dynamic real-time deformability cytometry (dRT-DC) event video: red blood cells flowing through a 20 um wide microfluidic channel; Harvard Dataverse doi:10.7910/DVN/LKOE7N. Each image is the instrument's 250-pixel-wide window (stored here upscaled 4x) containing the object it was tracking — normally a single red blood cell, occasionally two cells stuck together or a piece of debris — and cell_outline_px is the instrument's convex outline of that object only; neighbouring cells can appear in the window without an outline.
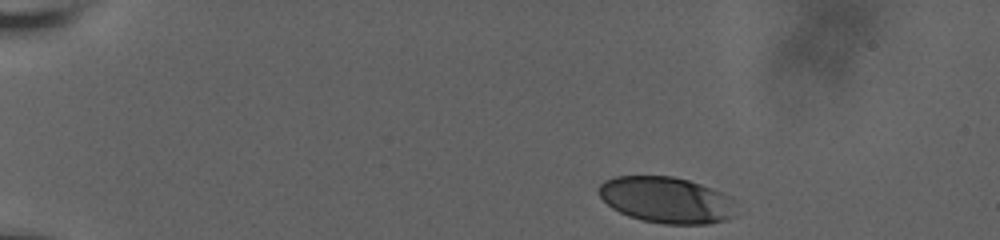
{"species": "human", "species_latin": "Homo sapiens", "temperature_condition": "room temperature", "stored_images_in_passage": 32, "camera_frame_rate_fps": 3000, "um_per_image_px": 0.085, "donor": {"sex": "male"}, "frame": {"image": 1, "passage_image": 1, "time_ms": 0.0, "image_size_px": [1000, 240], "cell_outline_px": [[736, 216], [728, 220], [708, 224], [664, 224], [644, 220], [628, 216], [612, 208], [600, 196], [596, 188], [604, 180], [616, 176], [672, 176], [688, 180], [700, 184], [720, 192], [728, 196], [732, 200]], "centroid_in_image_um": [56.63, 17.0], "position_along_channel_um": 28.4, "area_um2": 36.99}}
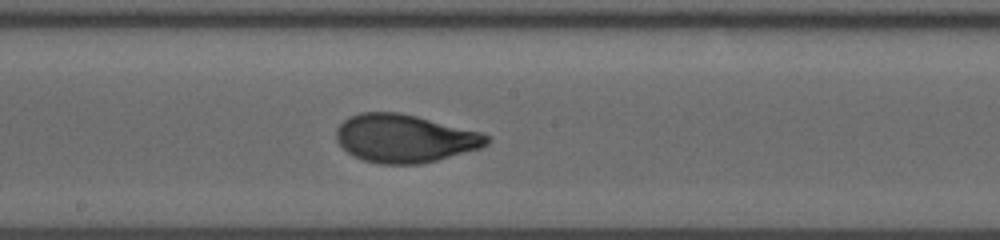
{"frame": {"image": 2, "passage_image": 19, "time_ms": 8.0, "image_size_px": [1000, 240], "cell_outline_px": [[492, 140], [488, 144], [480, 148], [436, 160], [420, 164], [380, 164], [364, 160], [348, 152], [336, 140], [336, 128], [348, 116], [360, 112], [400, 112], [480, 132], [488, 136]], "centroid_in_image_um": [34.38, 11.76], "position_along_channel_um": 213.8, "area_um2": 41.96}}
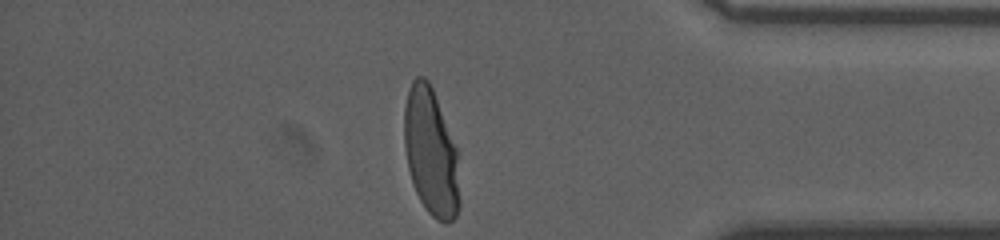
{"frame": {"image": 3, "passage_image": 32, "time_ms": 13.667, "image_size_px": [1000, 240], "cell_outline_px": [[460, 208], [456, 216], [448, 224], [444, 224], [436, 220], [424, 208], [416, 192], [408, 168], [404, 144], [404, 108], [408, 92], [412, 80], [416, 76], [424, 76], [428, 80], [432, 88], [456, 148], [460, 200]], "centroid_in_image_um": [36.62, 12.98], "position_along_channel_um": 398.6, "area_um2": 40.98}, "authors_computed_cell_mechanics": {"area_um2": 41.7894, "velocity_mm_per_s": 3.642, "shape_relaxation_time_tau1_ms": 5.1013, "shape_relaxation_time_tau2_ms": null, "deformation_change_tau1": 0.2126, "deformation_change_tau2": null}}